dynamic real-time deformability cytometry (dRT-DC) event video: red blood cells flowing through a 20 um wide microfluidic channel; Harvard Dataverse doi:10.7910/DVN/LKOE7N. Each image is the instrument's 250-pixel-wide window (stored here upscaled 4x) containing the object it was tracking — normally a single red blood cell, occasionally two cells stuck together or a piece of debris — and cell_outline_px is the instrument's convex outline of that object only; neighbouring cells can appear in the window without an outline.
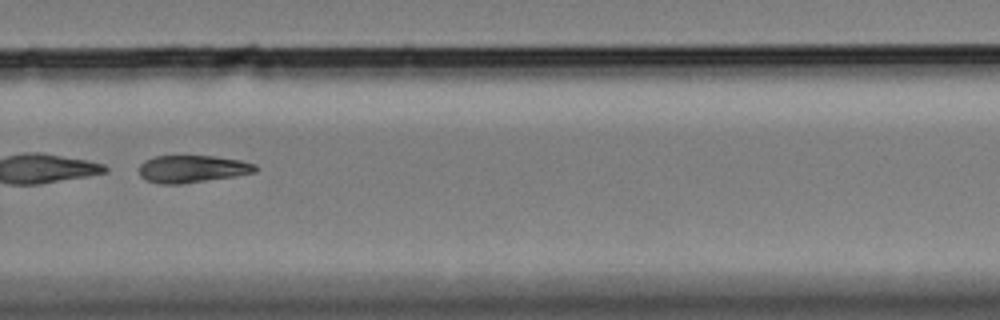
{"species": "Egyptian fruit bat (a non-hibernating species)", "species_latin": "Rousettus aegyptiacus", "temperature_condition": "cold", "stored_images_in_passage": 43, "segment_of_instrument_passage": [2, 2], "camera_frame_rate_fps": 3000, "um_per_image_px": 0.085, "animal": {"sex": "female"}, "frame": {"image": 1, "passage_image": 25, "time_ms": 8.0, "image_size_px": [1000, 320], "cell_outline_px": [[256, 172], [232, 176], [180, 184], [160, 184], [144, 180], [140, 176], [140, 164], [144, 160], [156, 156], [216, 156], [240, 160], [256, 164]], "centroid_in_image_um": [16.31, 14.35], "position_along_channel_um": 313.5, "area_um2": 18.44}}